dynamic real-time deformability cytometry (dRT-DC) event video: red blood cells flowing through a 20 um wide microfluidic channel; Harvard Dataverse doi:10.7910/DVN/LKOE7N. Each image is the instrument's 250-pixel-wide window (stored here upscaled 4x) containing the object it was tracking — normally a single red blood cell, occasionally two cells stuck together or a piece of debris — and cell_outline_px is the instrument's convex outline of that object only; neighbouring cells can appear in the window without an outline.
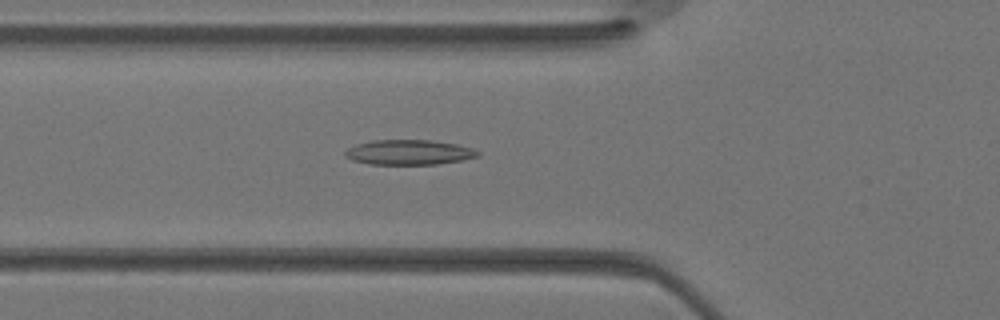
{"species": "Egyptian fruit bat (a non-hibernating species)", "species_latin": "Rousettus aegyptiacus", "temperature_condition": "warm", "stored_images_in_passage": 35, "segment_of_instrument_passage": [1, 2], "camera_frame_rate_fps": 3000, "um_per_image_px": 0.085, "animal": {"sex": "female"}, "frame": {"image": 1, "passage_image": 12, "time_ms": 3.667, "image_size_px": [1000, 320], "cell_outline_px": [[480, 156], [464, 160], [436, 164], [368, 164], [352, 160], [344, 156], [344, 152], [348, 148], [356, 144], [372, 140], [432, 140], [456, 144], [472, 148], [480, 152]], "centroid_in_image_um": [34.76, 12.94], "position_along_channel_um": 91.0, "area_um2": 19.42}}
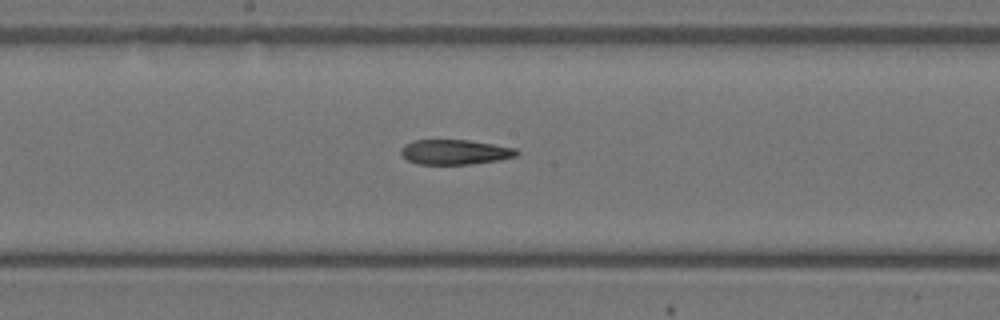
{"frame": {"image": 2, "passage_image": 18, "time_ms": 5.667, "image_size_px": [1000, 320], "cell_outline_px": [[520, 152], [516, 156], [500, 160], [472, 164], [416, 164], [408, 160], [400, 152], [400, 148], [404, 144], [416, 140], [468, 140], [516, 148]], "centroid_in_image_um": [38.67, 12.93], "position_along_channel_um": 209.5, "area_um2": 16.82}}
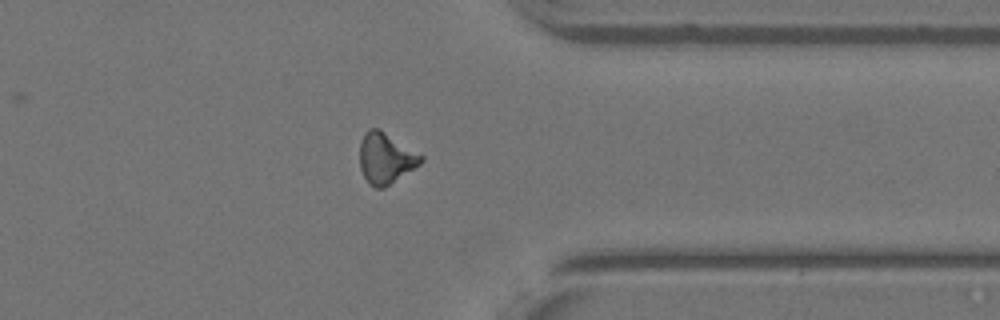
{"frame": {"image": 3, "passage_image": 27, "time_ms": 8.667, "image_size_px": [1000, 320], "cell_outline_px": [[424, 160], [420, 164], [384, 188], [376, 188], [368, 184], [360, 168], [360, 140], [364, 132], [368, 128], [380, 128], [424, 156]], "centroid_in_image_um": [32.77, 13.42], "position_along_channel_um": 378.6, "area_um2": 18.32}}